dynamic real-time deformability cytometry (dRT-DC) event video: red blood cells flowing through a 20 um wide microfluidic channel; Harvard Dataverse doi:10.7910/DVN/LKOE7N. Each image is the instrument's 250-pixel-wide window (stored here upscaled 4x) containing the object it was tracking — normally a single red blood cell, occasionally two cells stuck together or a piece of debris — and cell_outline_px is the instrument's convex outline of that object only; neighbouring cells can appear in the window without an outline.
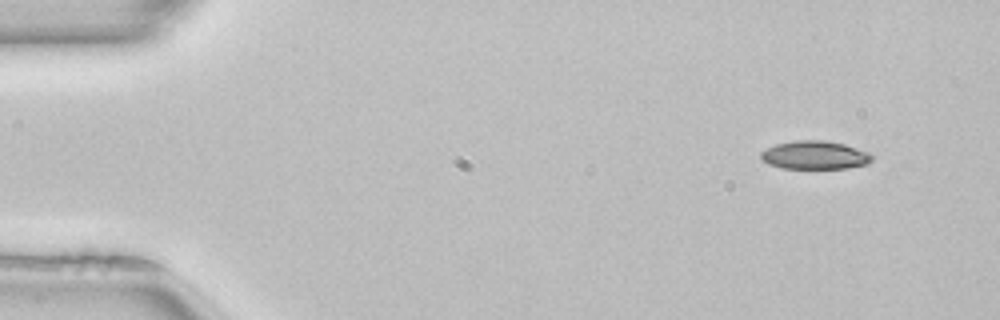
{"species": "common noctule bat (a hibernating species)", "species_latin": "Nyctalus noctula", "temperature_condition": "room temperature", "stored_images_in_passage": 48, "camera_frame_rate_fps": 3000, "um_per_image_px": 0.085, "animal": {"sex": "female", "body_mass_g": 22.7, "forearm_length_mm": 54.2}, "frame": {"image": 1, "passage_image": 1, "time_ms": 0.0, "image_size_px": [1000, 320], "cell_outline_px": [[872, 160], [868, 164], [844, 168], [780, 168], [768, 164], [760, 156], [760, 152], [776, 144], [792, 140], [824, 140], [844, 144], [868, 152], [872, 156]], "centroid_in_image_um": [69.24, 13.18], "position_along_channel_um": 15.8, "area_um2": 18.26}}
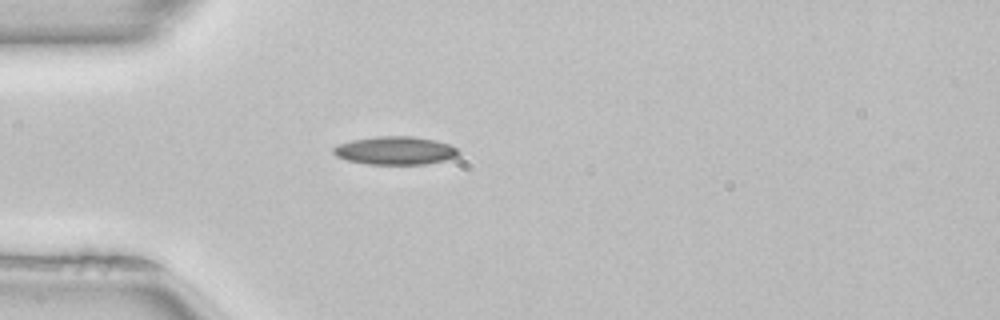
{"frame": {"image": 2, "passage_image": 11, "time_ms": 3.333, "image_size_px": [1000, 320], "cell_outline_px": [[460, 152], [456, 156], [444, 160], [424, 164], [368, 164], [348, 160], [336, 156], [332, 152], [332, 148], [336, 144], [352, 140], [376, 136], [412, 136], [436, 140], [448, 144], [456, 148]], "centroid_in_image_um": [33.55, 12.79], "position_along_channel_um": 51.4, "area_um2": 20.52}}
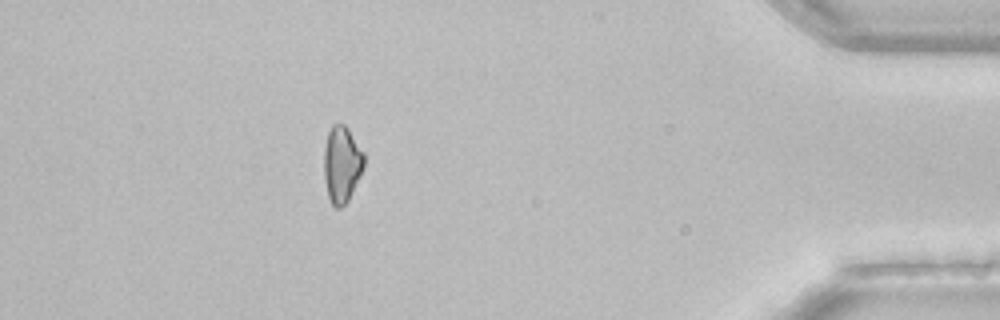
{"frame": {"image": 3, "passage_image": 42, "time_ms": 13.667, "image_size_px": [1000, 320], "cell_outline_px": [[364, 168], [348, 200], [340, 208], [336, 208], [332, 204], [328, 196], [324, 176], [324, 148], [328, 132], [332, 124], [344, 124], [348, 128], [364, 152]], "centroid_in_image_um": [29.06, 13.94], "position_along_channel_um": 406.1, "area_um2": 17.86}}